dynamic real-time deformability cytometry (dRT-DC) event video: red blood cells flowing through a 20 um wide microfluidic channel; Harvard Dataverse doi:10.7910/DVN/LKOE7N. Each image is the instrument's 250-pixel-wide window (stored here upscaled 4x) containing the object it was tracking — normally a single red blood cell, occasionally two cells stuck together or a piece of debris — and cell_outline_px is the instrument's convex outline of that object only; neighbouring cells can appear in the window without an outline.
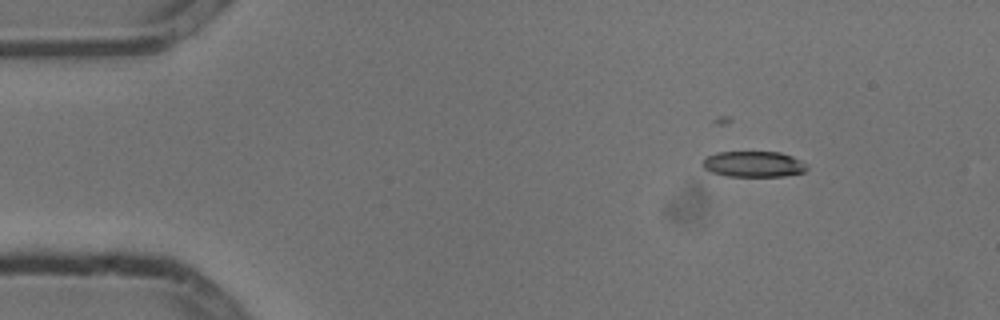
{"species": "common noctule bat (a hibernating species)", "species_latin": "Nyctalus noctula", "temperature_condition": "cold", "stored_images_in_passage": 5, "camera_frame_rate_fps": 3000, "um_per_image_px": 0.085, "animal": {"sex": "male", "body_mass_g": 13.3}, "frame": {"image": 1, "passage_image": 1, "time_ms": 0.0, "image_size_px": [1000, 320], "cell_outline_px": [[808, 168], [804, 172], [784, 176], [728, 176], [712, 172], [704, 168], [700, 164], [704, 156], [716, 152], [780, 152], [792, 156], [800, 160]], "centroid_in_image_um": [64.0, 13.94], "position_along_channel_um": 21.0, "area_um2": 15.78}}
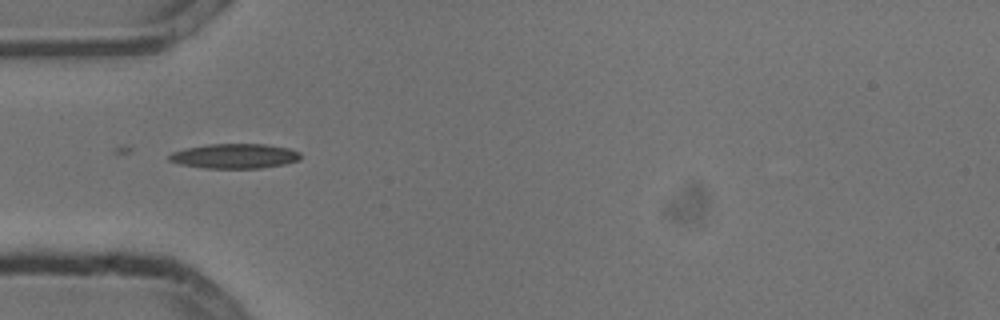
{"frame": {"image": 2, "passage_image": 4, "time_ms": 1.0, "image_size_px": [1000, 320], "cell_outline_px": [[300, 160], [284, 164], [260, 168], [208, 168], [180, 164], [168, 160], [168, 156], [172, 152], [188, 148], [208, 144], [264, 144], [288, 148], [300, 152]], "centroid_in_image_um": [19.96, 13.26], "position_along_channel_um": 65.0, "area_um2": 18.79}}
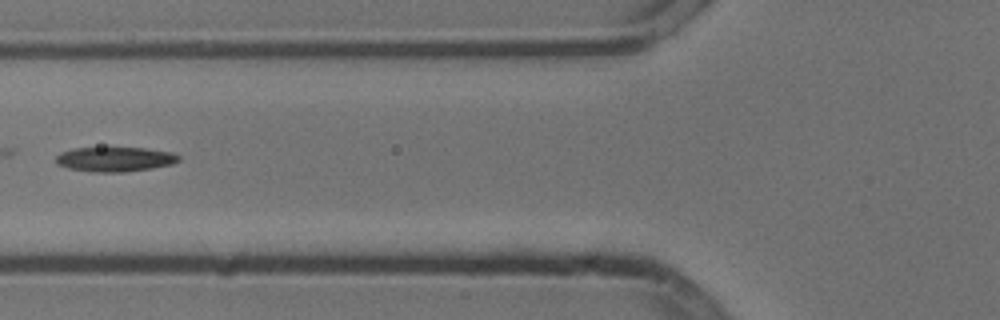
{"frame": {"image": 3, "passage_image": 5, "time_ms": 1.333, "image_size_px": [1000, 320], "cell_outline_px": [[180, 160], [172, 164], [152, 168], [124, 172], [92, 172], [68, 168], [56, 164], [56, 156], [60, 152], [72, 148], [144, 148], [172, 152], [180, 156]], "centroid_in_image_um": [9.75, 13.53], "position_along_channel_um": 116.0, "area_um2": 17.69}}